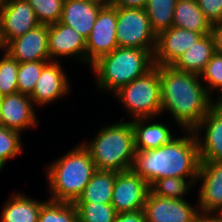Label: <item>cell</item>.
<instances>
[{"mask_svg": "<svg viewBox=\"0 0 222 222\" xmlns=\"http://www.w3.org/2000/svg\"><path fill=\"white\" fill-rule=\"evenodd\" d=\"M155 66L161 82V116L164 112L171 113L176 125L193 130L215 105V100L208 94L200 75L171 65Z\"/></svg>", "mask_w": 222, "mask_h": 222, "instance_id": "1", "label": "cell"}, {"mask_svg": "<svg viewBox=\"0 0 222 222\" xmlns=\"http://www.w3.org/2000/svg\"><path fill=\"white\" fill-rule=\"evenodd\" d=\"M175 137L157 149L136 150L132 170L150 186L166 177L197 178L200 165L198 143L193 130Z\"/></svg>", "mask_w": 222, "mask_h": 222, "instance_id": "2", "label": "cell"}, {"mask_svg": "<svg viewBox=\"0 0 222 222\" xmlns=\"http://www.w3.org/2000/svg\"><path fill=\"white\" fill-rule=\"evenodd\" d=\"M49 200L74 203L97 171L89 150L79 143L46 168Z\"/></svg>", "mask_w": 222, "mask_h": 222, "instance_id": "3", "label": "cell"}, {"mask_svg": "<svg viewBox=\"0 0 222 222\" xmlns=\"http://www.w3.org/2000/svg\"><path fill=\"white\" fill-rule=\"evenodd\" d=\"M154 56L145 49L117 47L91 65L98 90L117 92L154 67Z\"/></svg>", "mask_w": 222, "mask_h": 222, "instance_id": "4", "label": "cell"}, {"mask_svg": "<svg viewBox=\"0 0 222 222\" xmlns=\"http://www.w3.org/2000/svg\"><path fill=\"white\" fill-rule=\"evenodd\" d=\"M83 145L89 150L97 170L132 169L136 149L131 121L104 125L92 141H84Z\"/></svg>", "mask_w": 222, "mask_h": 222, "instance_id": "5", "label": "cell"}, {"mask_svg": "<svg viewBox=\"0 0 222 222\" xmlns=\"http://www.w3.org/2000/svg\"><path fill=\"white\" fill-rule=\"evenodd\" d=\"M131 118L161 116V82L159 69L154 66L114 93Z\"/></svg>", "mask_w": 222, "mask_h": 222, "instance_id": "6", "label": "cell"}, {"mask_svg": "<svg viewBox=\"0 0 222 222\" xmlns=\"http://www.w3.org/2000/svg\"><path fill=\"white\" fill-rule=\"evenodd\" d=\"M116 27L118 47L145 49L154 56L157 35L145 9L117 7Z\"/></svg>", "mask_w": 222, "mask_h": 222, "instance_id": "7", "label": "cell"}, {"mask_svg": "<svg viewBox=\"0 0 222 222\" xmlns=\"http://www.w3.org/2000/svg\"><path fill=\"white\" fill-rule=\"evenodd\" d=\"M116 25L117 7H102L86 39V65L91 67L99 58L118 47Z\"/></svg>", "mask_w": 222, "mask_h": 222, "instance_id": "8", "label": "cell"}, {"mask_svg": "<svg viewBox=\"0 0 222 222\" xmlns=\"http://www.w3.org/2000/svg\"><path fill=\"white\" fill-rule=\"evenodd\" d=\"M150 185L132 169L117 172L111 205L117 213L144 209Z\"/></svg>", "mask_w": 222, "mask_h": 222, "instance_id": "9", "label": "cell"}, {"mask_svg": "<svg viewBox=\"0 0 222 222\" xmlns=\"http://www.w3.org/2000/svg\"><path fill=\"white\" fill-rule=\"evenodd\" d=\"M40 25L27 0H5L0 7V38L3 46Z\"/></svg>", "mask_w": 222, "mask_h": 222, "instance_id": "10", "label": "cell"}, {"mask_svg": "<svg viewBox=\"0 0 222 222\" xmlns=\"http://www.w3.org/2000/svg\"><path fill=\"white\" fill-rule=\"evenodd\" d=\"M198 181H202L196 204L200 215H218L222 211V162L201 161Z\"/></svg>", "mask_w": 222, "mask_h": 222, "instance_id": "11", "label": "cell"}, {"mask_svg": "<svg viewBox=\"0 0 222 222\" xmlns=\"http://www.w3.org/2000/svg\"><path fill=\"white\" fill-rule=\"evenodd\" d=\"M143 210L147 222H195L200 216L199 209L187 200L163 198L151 191Z\"/></svg>", "mask_w": 222, "mask_h": 222, "instance_id": "12", "label": "cell"}, {"mask_svg": "<svg viewBox=\"0 0 222 222\" xmlns=\"http://www.w3.org/2000/svg\"><path fill=\"white\" fill-rule=\"evenodd\" d=\"M48 51L50 61L58 62L59 57H72L86 63V39L61 22L48 25Z\"/></svg>", "mask_w": 222, "mask_h": 222, "instance_id": "13", "label": "cell"}, {"mask_svg": "<svg viewBox=\"0 0 222 222\" xmlns=\"http://www.w3.org/2000/svg\"><path fill=\"white\" fill-rule=\"evenodd\" d=\"M4 51L18 63L50 61L48 51V25L40 24L23 36L10 40Z\"/></svg>", "mask_w": 222, "mask_h": 222, "instance_id": "14", "label": "cell"}, {"mask_svg": "<svg viewBox=\"0 0 222 222\" xmlns=\"http://www.w3.org/2000/svg\"><path fill=\"white\" fill-rule=\"evenodd\" d=\"M193 132L198 143L200 161L222 162V111L214 105Z\"/></svg>", "mask_w": 222, "mask_h": 222, "instance_id": "15", "label": "cell"}, {"mask_svg": "<svg viewBox=\"0 0 222 222\" xmlns=\"http://www.w3.org/2000/svg\"><path fill=\"white\" fill-rule=\"evenodd\" d=\"M1 119L0 126L23 132V130L37 126L35 104L29 95L14 93L0 97Z\"/></svg>", "mask_w": 222, "mask_h": 222, "instance_id": "16", "label": "cell"}, {"mask_svg": "<svg viewBox=\"0 0 222 222\" xmlns=\"http://www.w3.org/2000/svg\"><path fill=\"white\" fill-rule=\"evenodd\" d=\"M204 36L191 30L170 27L157 36L154 65H172L186 50Z\"/></svg>", "mask_w": 222, "mask_h": 222, "instance_id": "17", "label": "cell"}, {"mask_svg": "<svg viewBox=\"0 0 222 222\" xmlns=\"http://www.w3.org/2000/svg\"><path fill=\"white\" fill-rule=\"evenodd\" d=\"M60 64V61H50L43 68L34 91L30 95L35 106H46L69 93L70 80Z\"/></svg>", "mask_w": 222, "mask_h": 222, "instance_id": "18", "label": "cell"}, {"mask_svg": "<svg viewBox=\"0 0 222 222\" xmlns=\"http://www.w3.org/2000/svg\"><path fill=\"white\" fill-rule=\"evenodd\" d=\"M154 117L134 118L131 121L134 133L135 149L144 151L157 149L169 143L176 135L162 122H153ZM147 122L148 125H147Z\"/></svg>", "mask_w": 222, "mask_h": 222, "instance_id": "19", "label": "cell"}, {"mask_svg": "<svg viewBox=\"0 0 222 222\" xmlns=\"http://www.w3.org/2000/svg\"><path fill=\"white\" fill-rule=\"evenodd\" d=\"M102 7L88 0H65L59 22L88 38Z\"/></svg>", "mask_w": 222, "mask_h": 222, "instance_id": "20", "label": "cell"}, {"mask_svg": "<svg viewBox=\"0 0 222 222\" xmlns=\"http://www.w3.org/2000/svg\"><path fill=\"white\" fill-rule=\"evenodd\" d=\"M214 53V40L210 33L194 43L171 66L180 71L200 75Z\"/></svg>", "mask_w": 222, "mask_h": 222, "instance_id": "21", "label": "cell"}, {"mask_svg": "<svg viewBox=\"0 0 222 222\" xmlns=\"http://www.w3.org/2000/svg\"><path fill=\"white\" fill-rule=\"evenodd\" d=\"M48 200L39 201L24 193H13L3 206L0 222H38L41 207Z\"/></svg>", "mask_w": 222, "mask_h": 222, "instance_id": "22", "label": "cell"}, {"mask_svg": "<svg viewBox=\"0 0 222 222\" xmlns=\"http://www.w3.org/2000/svg\"><path fill=\"white\" fill-rule=\"evenodd\" d=\"M173 26L207 35L211 33L212 24L200 10L197 0H177Z\"/></svg>", "mask_w": 222, "mask_h": 222, "instance_id": "23", "label": "cell"}, {"mask_svg": "<svg viewBox=\"0 0 222 222\" xmlns=\"http://www.w3.org/2000/svg\"><path fill=\"white\" fill-rule=\"evenodd\" d=\"M116 171L97 170L75 202L111 203Z\"/></svg>", "mask_w": 222, "mask_h": 222, "instance_id": "24", "label": "cell"}, {"mask_svg": "<svg viewBox=\"0 0 222 222\" xmlns=\"http://www.w3.org/2000/svg\"><path fill=\"white\" fill-rule=\"evenodd\" d=\"M177 0H148L145 11L151 28L158 36L173 26V14Z\"/></svg>", "mask_w": 222, "mask_h": 222, "instance_id": "25", "label": "cell"}, {"mask_svg": "<svg viewBox=\"0 0 222 222\" xmlns=\"http://www.w3.org/2000/svg\"><path fill=\"white\" fill-rule=\"evenodd\" d=\"M196 183L197 178L166 177L156 180L150 186V191L159 197L185 200L183 196H186L190 187Z\"/></svg>", "mask_w": 222, "mask_h": 222, "instance_id": "26", "label": "cell"}, {"mask_svg": "<svg viewBox=\"0 0 222 222\" xmlns=\"http://www.w3.org/2000/svg\"><path fill=\"white\" fill-rule=\"evenodd\" d=\"M78 222H114L117 212L111 203L74 202Z\"/></svg>", "mask_w": 222, "mask_h": 222, "instance_id": "27", "label": "cell"}, {"mask_svg": "<svg viewBox=\"0 0 222 222\" xmlns=\"http://www.w3.org/2000/svg\"><path fill=\"white\" fill-rule=\"evenodd\" d=\"M38 222H78L76 207L73 203L48 200L41 207Z\"/></svg>", "mask_w": 222, "mask_h": 222, "instance_id": "28", "label": "cell"}, {"mask_svg": "<svg viewBox=\"0 0 222 222\" xmlns=\"http://www.w3.org/2000/svg\"><path fill=\"white\" fill-rule=\"evenodd\" d=\"M49 62L50 61H35L19 63L17 73L18 92L30 96L34 91L43 68Z\"/></svg>", "mask_w": 222, "mask_h": 222, "instance_id": "29", "label": "cell"}, {"mask_svg": "<svg viewBox=\"0 0 222 222\" xmlns=\"http://www.w3.org/2000/svg\"><path fill=\"white\" fill-rule=\"evenodd\" d=\"M0 59V97L18 92L19 63L4 50Z\"/></svg>", "mask_w": 222, "mask_h": 222, "instance_id": "30", "label": "cell"}, {"mask_svg": "<svg viewBox=\"0 0 222 222\" xmlns=\"http://www.w3.org/2000/svg\"><path fill=\"white\" fill-rule=\"evenodd\" d=\"M40 24L59 22L65 0H27Z\"/></svg>", "mask_w": 222, "mask_h": 222, "instance_id": "31", "label": "cell"}, {"mask_svg": "<svg viewBox=\"0 0 222 222\" xmlns=\"http://www.w3.org/2000/svg\"><path fill=\"white\" fill-rule=\"evenodd\" d=\"M21 133L0 126V163L5 164L22 153Z\"/></svg>", "mask_w": 222, "mask_h": 222, "instance_id": "32", "label": "cell"}, {"mask_svg": "<svg viewBox=\"0 0 222 222\" xmlns=\"http://www.w3.org/2000/svg\"><path fill=\"white\" fill-rule=\"evenodd\" d=\"M200 79L205 81L204 84L208 94L211 96L215 90L217 95H222V54L215 52L208 62L207 66L200 74ZM214 90V91H213ZM213 92V93H212Z\"/></svg>", "mask_w": 222, "mask_h": 222, "instance_id": "33", "label": "cell"}, {"mask_svg": "<svg viewBox=\"0 0 222 222\" xmlns=\"http://www.w3.org/2000/svg\"><path fill=\"white\" fill-rule=\"evenodd\" d=\"M197 2L211 24L222 21V0H197Z\"/></svg>", "mask_w": 222, "mask_h": 222, "instance_id": "34", "label": "cell"}, {"mask_svg": "<svg viewBox=\"0 0 222 222\" xmlns=\"http://www.w3.org/2000/svg\"><path fill=\"white\" fill-rule=\"evenodd\" d=\"M114 222H147L144 210L117 213Z\"/></svg>", "mask_w": 222, "mask_h": 222, "instance_id": "35", "label": "cell"}, {"mask_svg": "<svg viewBox=\"0 0 222 222\" xmlns=\"http://www.w3.org/2000/svg\"><path fill=\"white\" fill-rule=\"evenodd\" d=\"M211 35L214 40L215 52L222 54V21L212 24Z\"/></svg>", "mask_w": 222, "mask_h": 222, "instance_id": "36", "label": "cell"}, {"mask_svg": "<svg viewBox=\"0 0 222 222\" xmlns=\"http://www.w3.org/2000/svg\"><path fill=\"white\" fill-rule=\"evenodd\" d=\"M148 0H115L114 7L145 9Z\"/></svg>", "mask_w": 222, "mask_h": 222, "instance_id": "37", "label": "cell"}, {"mask_svg": "<svg viewBox=\"0 0 222 222\" xmlns=\"http://www.w3.org/2000/svg\"><path fill=\"white\" fill-rule=\"evenodd\" d=\"M195 222H222L217 215H200Z\"/></svg>", "mask_w": 222, "mask_h": 222, "instance_id": "38", "label": "cell"}, {"mask_svg": "<svg viewBox=\"0 0 222 222\" xmlns=\"http://www.w3.org/2000/svg\"><path fill=\"white\" fill-rule=\"evenodd\" d=\"M94 4H97L101 7H113L115 0H88Z\"/></svg>", "mask_w": 222, "mask_h": 222, "instance_id": "39", "label": "cell"}, {"mask_svg": "<svg viewBox=\"0 0 222 222\" xmlns=\"http://www.w3.org/2000/svg\"><path fill=\"white\" fill-rule=\"evenodd\" d=\"M215 106L222 111V95L217 96V99L215 98Z\"/></svg>", "mask_w": 222, "mask_h": 222, "instance_id": "40", "label": "cell"}, {"mask_svg": "<svg viewBox=\"0 0 222 222\" xmlns=\"http://www.w3.org/2000/svg\"><path fill=\"white\" fill-rule=\"evenodd\" d=\"M0 50H1V51L4 50V46H3L2 42H1V38H0Z\"/></svg>", "mask_w": 222, "mask_h": 222, "instance_id": "41", "label": "cell"}, {"mask_svg": "<svg viewBox=\"0 0 222 222\" xmlns=\"http://www.w3.org/2000/svg\"><path fill=\"white\" fill-rule=\"evenodd\" d=\"M217 216L222 220V211Z\"/></svg>", "mask_w": 222, "mask_h": 222, "instance_id": "42", "label": "cell"}, {"mask_svg": "<svg viewBox=\"0 0 222 222\" xmlns=\"http://www.w3.org/2000/svg\"><path fill=\"white\" fill-rule=\"evenodd\" d=\"M5 0H0V7L4 3Z\"/></svg>", "mask_w": 222, "mask_h": 222, "instance_id": "43", "label": "cell"}, {"mask_svg": "<svg viewBox=\"0 0 222 222\" xmlns=\"http://www.w3.org/2000/svg\"><path fill=\"white\" fill-rule=\"evenodd\" d=\"M3 167H4V166L0 163V172H1V170H2Z\"/></svg>", "mask_w": 222, "mask_h": 222, "instance_id": "44", "label": "cell"}, {"mask_svg": "<svg viewBox=\"0 0 222 222\" xmlns=\"http://www.w3.org/2000/svg\"><path fill=\"white\" fill-rule=\"evenodd\" d=\"M0 119H1V101H0Z\"/></svg>", "mask_w": 222, "mask_h": 222, "instance_id": "45", "label": "cell"}]
</instances>
